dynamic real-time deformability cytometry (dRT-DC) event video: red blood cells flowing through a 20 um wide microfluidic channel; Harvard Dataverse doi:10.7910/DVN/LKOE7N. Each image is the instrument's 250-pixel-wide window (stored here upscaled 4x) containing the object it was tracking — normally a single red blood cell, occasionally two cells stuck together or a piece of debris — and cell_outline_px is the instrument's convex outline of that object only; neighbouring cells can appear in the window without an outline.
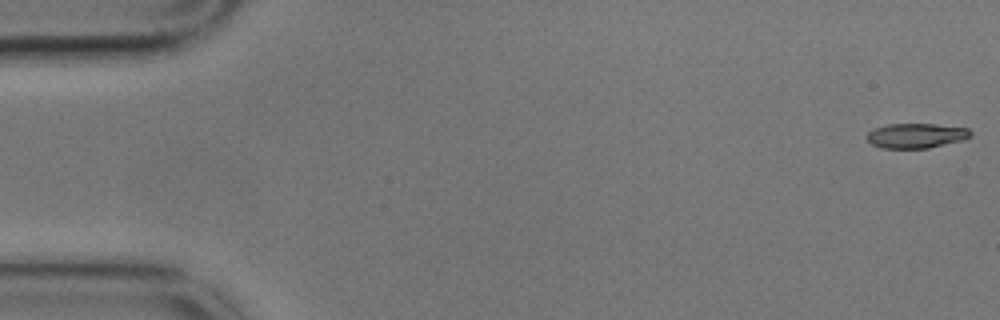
{"species": "common noctule bat (a hibernating species)", "species_latin": "Nyctalus noctula", "temperature_condition": "cold", "stored_images_in_passage": 5, "camera_frame_rate_fps": 3000, "um_per_image_px": 0.085, "animal": {"sex": "male", "body_mass_g": 17.9}, "frame": {"image": 1, "passage_image": 1, "time_ms": 0.0, "image_size_px": [1000, 320], "cell_outline_px": [[972, 136], [964, 140], [928, 148], [884, 148], [872, 144], [864, 136], [872, 128], [888, 124], [936, 124], [968, 128], [972, 132]], "centroid_in_image_um": [77.87, 11.52], "position_along_channel_um": 7.1, "area_um2": 15.14}}
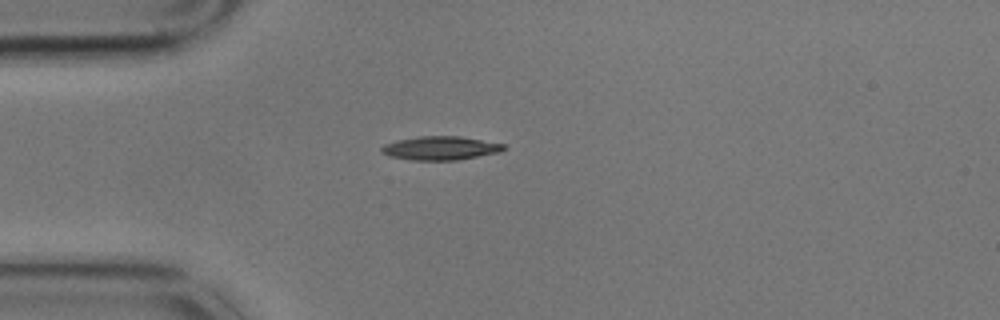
{"frame": {"image": 2, "passage_image": 5, "time_ms": 1.333, "image_size_px": [1000, 320], "cell_outline_px": [[508, 148], [500, 152], [456, 160], [412, 160], [388, 156], [380, 152], [380, 148], [384, 144], [396, 140], [416, 136], [460, 136], [504, 144]], "centroid_in_image_um": [37.4, 12.58], "position_along_channel_um": 47.6, "area_um2": 16.99}}